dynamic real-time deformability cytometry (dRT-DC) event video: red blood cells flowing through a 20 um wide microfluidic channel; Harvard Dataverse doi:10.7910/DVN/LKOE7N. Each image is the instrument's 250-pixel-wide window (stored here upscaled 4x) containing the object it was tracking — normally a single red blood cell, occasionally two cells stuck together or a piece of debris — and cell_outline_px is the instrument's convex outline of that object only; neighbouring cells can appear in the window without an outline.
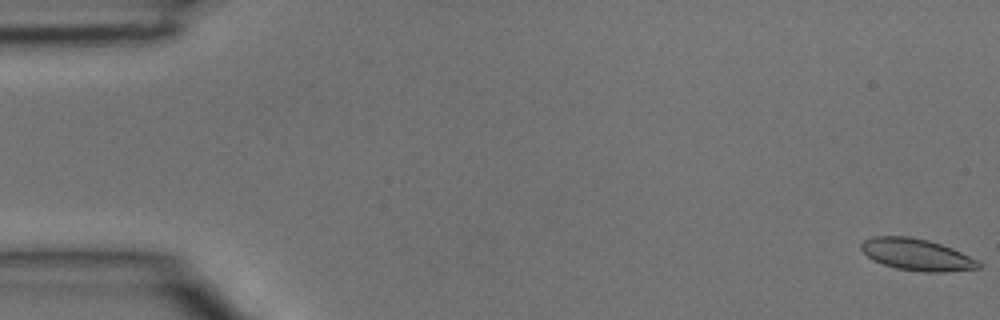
{"species": "common noctule bat (a hibernating species)", "species_latin": "Nyctalus noctula", "temperature_condition": "room temperature", "stored_images_in_passage": 41, "camera_frame_rate_fps": 3000, "um_per_image_px": 0.085, "animal": {"sex": "male", "body_mass_g": 15.6}, "frame": {"image": 1, "passage_image": 1, "time_ms": 0.0, "image_size_px": [1000, 320], "cell_outline_px": [[980, 268], [944, 272], [924, 272], [896, 268], [872, 260], [860, 248], [860, 244], [864, 240], [872, 236], [908, 236], [928, 240], [952, 248], [980, 260]], "centroid_in_image_um": [77.93, 21.64], "position_along_channel_um": 7.1, "area_um2": 21.73}}
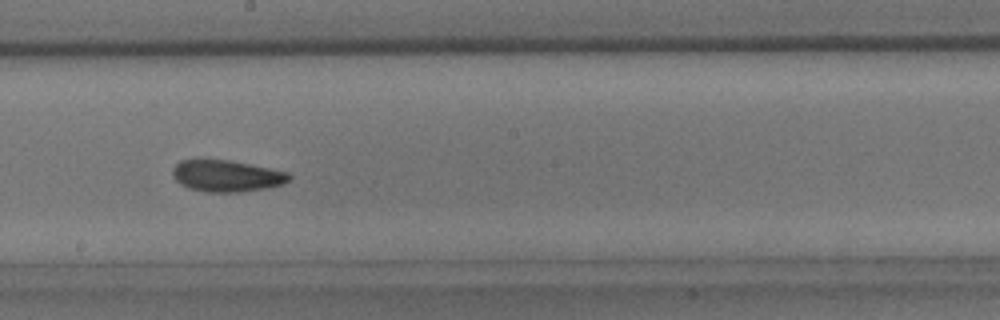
{"frame": {"image": 2, "passage_image": 23, "time_ms": 7.333, "image_size_px": [1000, 320], "cell_outline_px": [[292, 176], [284, 184], [264, 188], [240, 192], [208, 192], [188, 188], [180, 184], [172, 176], [172, 168], [180, 160], [228, 160], [288, 172]], "centroid_in_image_um": [19.23, 14.96], "position_along_channel_um": 229.0, "area_um2": 21.27}}
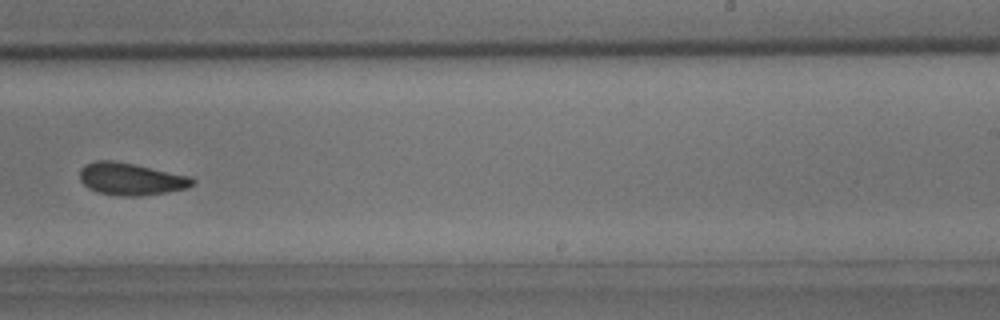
{"frame": {"image": 3, "passage_image": 26, "time_ms": 8.333, "image_size_px": [1000, 320], "cell_outline_px": [[196, 180], [188, 188], [140, 196], [116, 196], [96, 192], [88, 188], [80, 180], [80, 168], [84, 164], [96, 160], [112, 160], [132, 164], [188, 176]], "centroid_in_image_um": [11.06, 15.22], "position_along_channel_um": 277.9, "area_um2": 21.04}}